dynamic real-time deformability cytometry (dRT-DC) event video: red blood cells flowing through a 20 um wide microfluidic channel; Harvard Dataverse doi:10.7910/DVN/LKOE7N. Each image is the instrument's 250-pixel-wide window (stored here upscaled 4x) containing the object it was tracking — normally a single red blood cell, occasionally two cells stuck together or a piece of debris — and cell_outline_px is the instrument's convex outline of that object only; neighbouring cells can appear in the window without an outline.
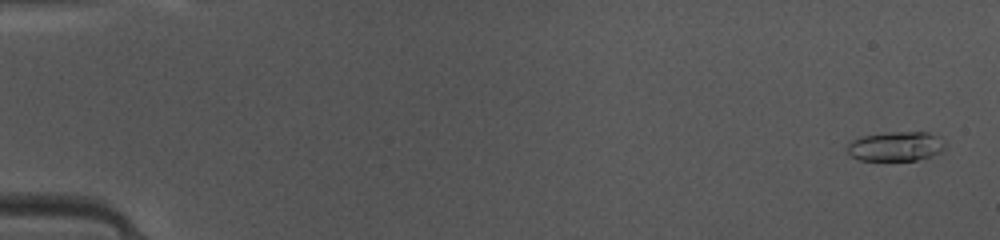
{"species": "common noctule bat (a hibernating species)", "species_latin": "Nyctalus noctula", "temperature_condition": "warm", "stored_images_in_passage": 49, "camera_frame_rate_fps": 3000, "um_per_image_px": 0.085, "animal": {"sex": "female", "body_mass_g": 10.0, "forearm_length_mm": 53.1}, "frame": {"image": 1, "passage_image": 2, "time_ms": 0.333, "image_size_px": [1000, 240], "cell_outline_px": [[944, 148], [940, 152], [932, 156], [916, 160], [860, 160], [852, 156], [848, 152], [848, 144], [852, 140], [860, 136], [888, 132], [928, 132], [940, 136], [944, 140]], "centroid_in_image_um": [76.17, 12.42], "position_along_channel_um": 8.8, "area_um2": 16.88}}
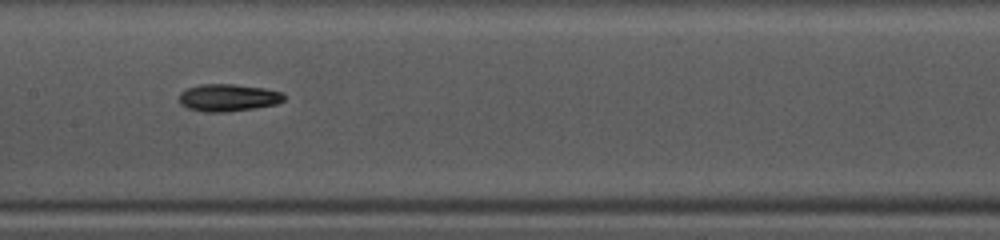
{"frame": {"image": 2, "passage_image": 25, "time_ms": 8.0, "image_size_px": [1000, 240], "cell_outline_px": [[284, 100], [276, 104], [228, 112], [204, 112], [188, 108], [180, 104], [180, 92], [184, 88], [200, 84], [236, 84], [264, 88], [284, 92]], "centroid_in_image_um": [19.37, 8.29], "position_along_channel_um": 188.0, "area_um2": 16.82}}
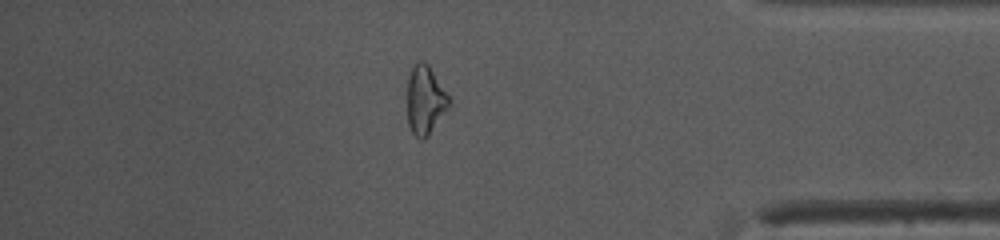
{"frame": {"image": 3, "passage_image": 42, "time_ms": 13.667, "image_size_px": [1000, 240], "cell_outline_px": [[452, 104], [428, 136], [424, 140], [420, 140], [412, 132], [408, 124], [408, 76], [416, 60], [424, 60], [428, 64], [452, 100]], "centroid_in_image_um": [36.17, 8.5], "position_along_channel_um": 399.0, "area_um2": 16.99}, "authors_computed_cell_mechanics": {"area_um2": 16.5308, "velocity_mm_per_s": 4.1762, "shape_relaxation_time_tau1_ms": 9.0572, "shape_relaxation_time_tau2_ms": 2.7511, "deformation_change_tau1": 0.2224, "deformation_change_tau2": 0.0968}}